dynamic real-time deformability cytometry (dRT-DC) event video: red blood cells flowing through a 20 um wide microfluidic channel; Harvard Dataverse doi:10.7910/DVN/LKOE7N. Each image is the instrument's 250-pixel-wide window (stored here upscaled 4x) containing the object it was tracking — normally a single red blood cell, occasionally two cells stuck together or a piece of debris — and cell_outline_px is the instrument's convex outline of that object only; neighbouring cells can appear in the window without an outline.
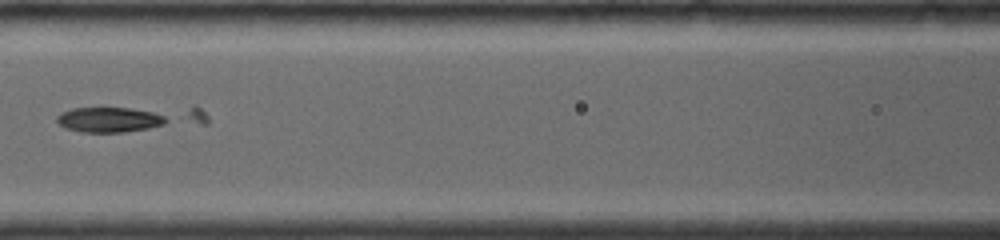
{"species": "common noctule bat (a hibernating species)", "species_latin": "Nyctalus noctula", "temperature_condition": "room temperature", "stored_images_in_passage": 11, "camera_frame_rate_fps": 4000, "um_per_image_px": 0.085, "animal": {"sex": "female", "body_mass_g": 19.0, "forearm_length_mm": 56.7}, "frame": {"image": 1, "passage_image": 6, "time_ms": 3.5, "image_size_px": [1000, 240], "cell_outline_px": [[168, 120], [164, 124], [148, 128], [124, 132], [80, 132], [64, 128], [56, 120], [56, 116], [60, 112], [72, 108], [128, 108], [152, 112], [164, 116]], "centroid_in_image_um": [9.22, 10.18], "position_along_channel_um": 157.4, "area_um2": 15.9}}